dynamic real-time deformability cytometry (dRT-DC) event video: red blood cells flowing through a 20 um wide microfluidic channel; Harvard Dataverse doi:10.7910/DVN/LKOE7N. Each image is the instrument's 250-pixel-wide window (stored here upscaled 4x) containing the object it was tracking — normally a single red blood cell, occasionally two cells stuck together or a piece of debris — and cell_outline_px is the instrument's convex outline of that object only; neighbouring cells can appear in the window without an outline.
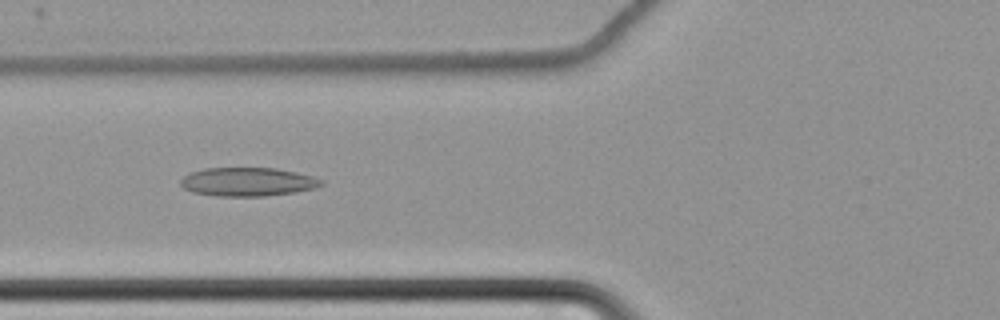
{"species": "common noctule bat (a hibernating species)", "species_latin": "Nyctalus noctula", "temperature_condition": "cold", "stored_images_in_passage": 49, "camera_frame_rate_fps": 3000, "um_per_image_px": 0.085, "animal": {"sex": "female", "body_mass_g": 22.7, "forearm_length_mm": 54.2}, "frame": {"image": 1, "passage_image": 13, "time_ms": 4.0, "image_size_px": [1000, 320], "cell_outline_px": [[324, 184], [316, 188], [296, 192], [264, 196], [212, 196], [192, 192], [184, 188], [180, 184], [180, 180], [188, 172], [204, 168], [276, 168], [296, 172], [312, 176], [324, 180]], "centroid_in_image_um": [21.05, 15.46], "position_along_channel_um": 104.8, "area_um2": 23.76}}
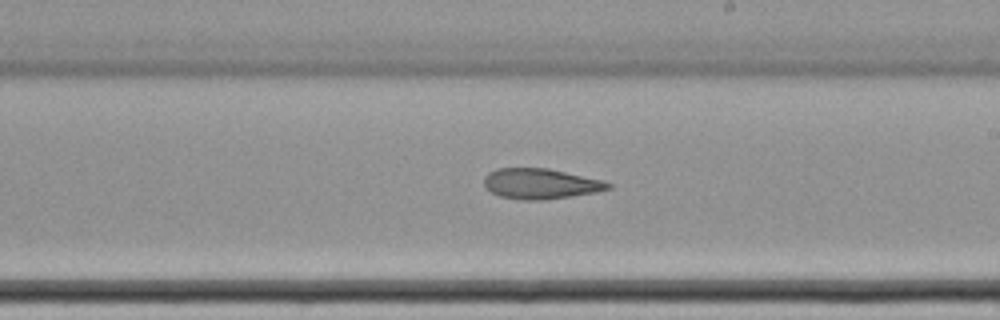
{"frame": {"image": 2, "passage_image": 25, "time_ms": 8.0, "image_size_px": [1000, 320], "cell_outline_px": [[612, 188], [596, 192], [572, 196], [544, 200], [520, 200], [500, 196], [492, 192], [484, 184], [484, 176], [488, 172], [496, 168], [548, 168], [604, 180], [612, 184]], "centroid_in_image_um": [45.97, 15.61], "position_along_channel_um": 243.0, "area_um2": 22.14}}
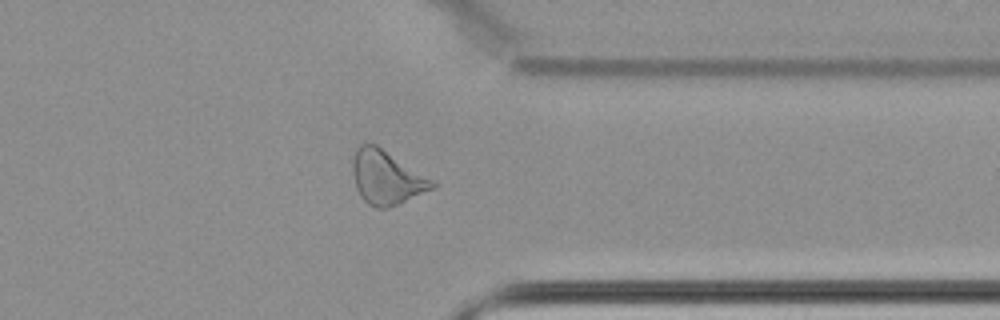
{"frame": {"image": 3, "passage_image": 37, "time_ms": 12.0, "image_size_px": [1000, 320], "cell_outline_px": [[436, 188], [388, 208], [376, 208], [368, 204], [360, 196], [356, 188], [352, 172], [352, 160], [356, 148], [360, 144], [376, 144], [436, 180]], "centroid_in_image_um": [32.88, 15.08], "position_along_channel_um": 378.5, "area_um2": 25.37}, "authors_computed_cell_mechanics": {"area_um2": 23.987, "velocity_mm_per_s": 3.4593, "shape_relaxation_time_tau1_ms": null, "shape_relaxation_time_tau2_ms": 8.1, "deformation_change_tau1": null, "deformation_change_tau2": 0.1538}}